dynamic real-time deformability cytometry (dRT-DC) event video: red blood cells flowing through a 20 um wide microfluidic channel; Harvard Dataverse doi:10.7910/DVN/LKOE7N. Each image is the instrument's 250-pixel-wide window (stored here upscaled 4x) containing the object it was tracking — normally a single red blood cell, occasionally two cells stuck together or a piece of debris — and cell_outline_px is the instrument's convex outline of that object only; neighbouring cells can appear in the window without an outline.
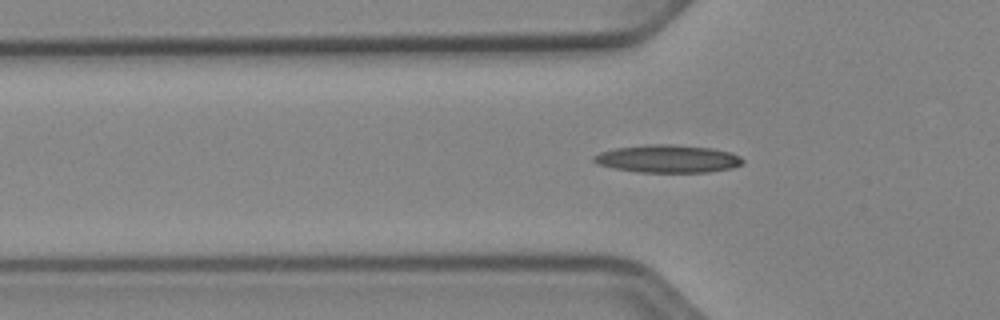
{"species": "Egyptian fruit bat (a non-hibernating species)", "species_latin": "Rousettus aegyptiacus", "temperature_condition": "cold", "stored_images_in_passage": 33, "camera_frame_rate_fps": 3000, "um_per_image_px": 0.085, "animal": {"sex": "female"}, "frame": {"image": 1, "passage_image": 2, "time_ms": 0.333, "image_size_px": [1000, 320], "cell_outline_px": [[744, 160], [740, 164], [732, 168], [708, 172], [636, 172], [612, 168], [596, 164], [592, 160], [592, 156], [600, 152], [616, 148], [644, 144], [672, 144], [712, 148], [732, 152], [740, 156]], "centroid_in_image_um": [56.73, 13.49], "position_along_channel_um": 69.1, "area_um2": 24.33}}
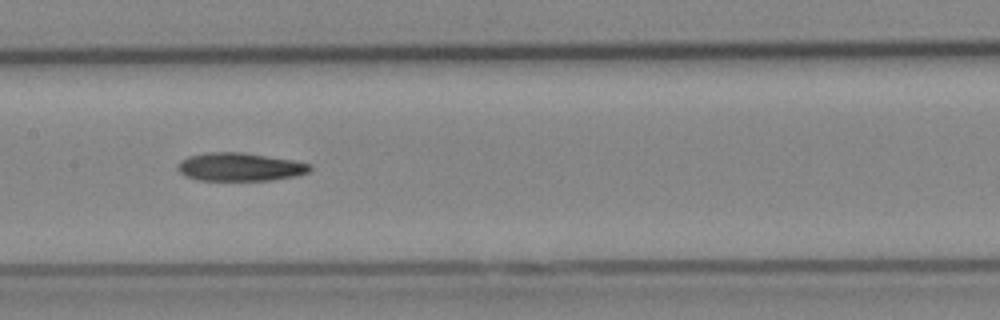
{"frame": {"image": 2, "passage_image": 11, "time_ms": 3.333, "image_size_px": [1000, 320], "cell_outline_px": [[312, 168], [308, 172], [292, 176], [268, 180], [200, 180], [184, 176], [180, 172], [180, 164], [188, 156], [208, 152], [240, 152], [292, 160], [312, 164]], "centroid_in_image_um": [20.4, 14.18], "position_along_channel_um": 187.0, "area_um2": 21.27}}
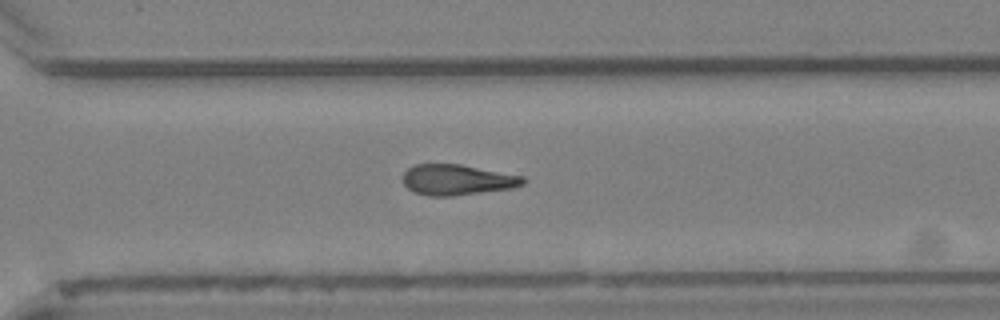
{"frame": {"image": 3, "passage_image": 22, "time_ms": 7.0, "image_size_px": [1000, 320], "cell_outline_px": [[524, 184], [512, 188], [452, 196], [428, 196], [412, 192], [404, 184], [404, 172], [408, 168], [416, 164], [460, 164], [524, 176]], "centroid_in_image_um": [38.84, 15.28], "position_along_channel_um": 331.8, "area_um2": 21.39}}